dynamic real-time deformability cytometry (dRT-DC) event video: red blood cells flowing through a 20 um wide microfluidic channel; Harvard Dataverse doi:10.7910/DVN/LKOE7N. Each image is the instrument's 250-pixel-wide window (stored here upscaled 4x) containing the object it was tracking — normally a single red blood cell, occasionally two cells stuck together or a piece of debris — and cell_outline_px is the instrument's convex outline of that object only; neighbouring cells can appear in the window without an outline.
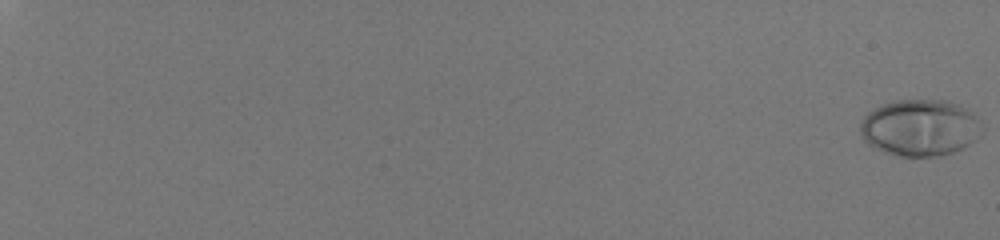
{"species": "human", "species_latin": "Homo sapiens", "temperature_condition": "room temperature", "stored_images_in_passage": 58, "camera_frame_rate_fps": 3000, "um_per_image_px": 0.085, "donor": {"sex": "male"}, "frame": {"image": 1, "passage_image": 1, "time_ms": 0.0, "image_size_px": [1000, 240], "cell_outline_px": [[984, 132], [976, 140], [952, 152], [940, 156], [896, 156], [872, 148], [864, 140], [860, 132], [860, 124], [864, 116], [868, 112], [884, 104], [896, 100], [944, 100], [960, 104], [968, 108], [980, 120], [984, 128]], "centroid_in_image_um": [78.23, 10.86], "position_along_channel_um": 6.8, "area_um2": 40.58}}
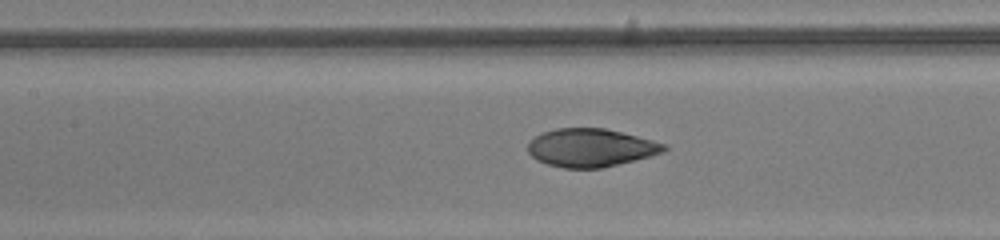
{"frame": {"image": 2, "passage_image": 34, "time_ms": 11.0, "image_size_px": [1000, 240], "cell_outline_px": [[668, 148], [664, 152], [600, 168], [564, 168], [548, 164], [536, 160], [528, 152], [528, 140], [544, 132], [556, 128], [604, 128], [668, 144]], "centroid_in_image_um": [50.19, 12.55], "position_along_channel_um": 157.2, "area_um2": 30.0}}
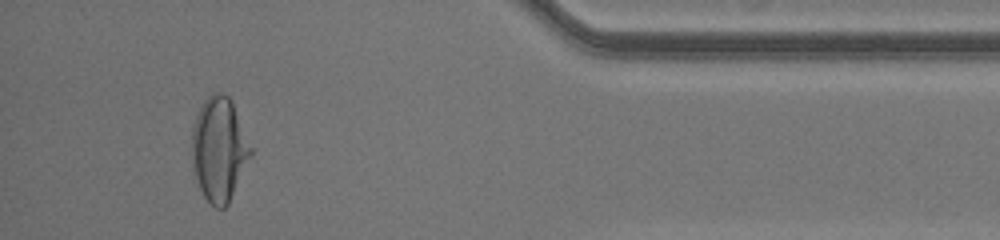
{"frame": {"image": 3, "passage_image": 55, "time_ms": 18.0, "image_size_px": [1000, 240], "cell_outline_px": [[252, 156], [228, 204], [224, 208], [216, 208], [204, 196], [192, 172], [192, 128], [196, 116], [204, 100], [212, 92], [220, 92], [228, 96], [232, 100], [252, 148]], "centroid_in_image_um": [18.63, 12.68], "position_along_channel_um": 416.6, "area_um2": 35.84}, "authors_computed_cell_mechanics": {"area_um2": 32.7148, "velocity_mm_per_s": 4.1236, "shape_relaxation_time_tau1_ms": 4.606, "shape_relaxation_time_tau2_ms": null, "deformation_change_tau1": 0.2244, "deformation_change_tau2": null}}